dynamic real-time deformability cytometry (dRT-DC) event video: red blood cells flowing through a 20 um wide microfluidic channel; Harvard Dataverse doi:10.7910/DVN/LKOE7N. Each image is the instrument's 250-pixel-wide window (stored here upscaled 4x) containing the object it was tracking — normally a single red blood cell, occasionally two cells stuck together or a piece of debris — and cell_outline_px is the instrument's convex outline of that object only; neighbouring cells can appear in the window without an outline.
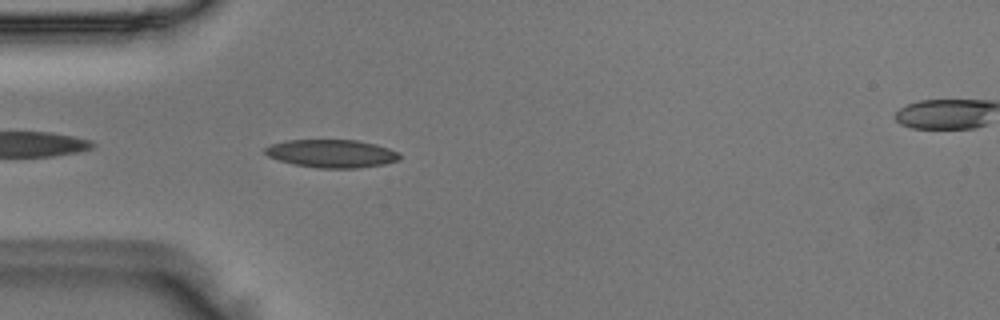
{"species": "Egyptian fruit bat (a non-hibernating species)", "species_latin": "Rousettus aegyptiacus", "temperature_condition": "room temperature", "stored_images_in_passage": 24, "camera_frame_rate_fps": 3000, "um_per_image_px": 0.085, "animal": {"sex": "male"}, "frame": {"image": 1, "passage_image": 2, "time_ms": 0.333, "image_size_px": [1000, 320], "cell_outline_px": [[400, 160], [384, 164], [356, 168], [320, 168], [296, 164], [280, 160], [268, 156], [264, 152], [264, 148], [272, 144], [288, 140], [356, 140], [376, 144], [400, 152]], "centroid_in_image_um": [28.23, 13.05], "position_along_channel_um": 56.8, "area_um2": 21.85}}
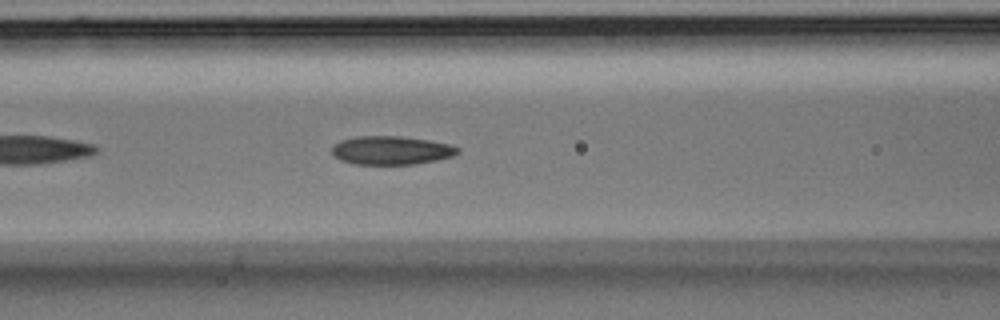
{"frame": {"image": 2, "passage_image": 8, "time_ms": 2.333, "image_size_px": [1000, 320], "cell_outline_px": [[460, 152], [452, 156], [436, 160], [416, 164], [352, 164], [340, 160], [332, 156], [332, 148], [340, 140], [356, 136], [400, 136], [428, 140], [448, 144], [460, 148]], "centroid_in_image_um": [33.23, 12.78], "position_along_channel_um": 133.4, "area_um2": 20.98}}
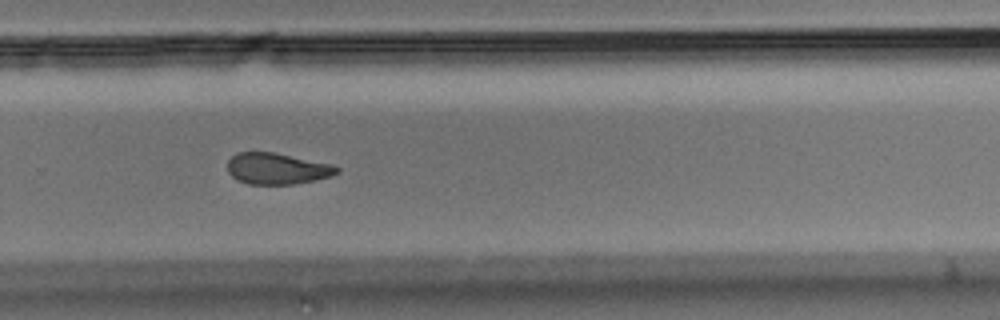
{"frame": {"image": 3, "passage_image": 21, "time_ms": 6.667, "image_size_px": [1000, 320], "cell_outline_px": [[340, 172], [332, 176], [292, 184], [248, 184], [232, 176], [228, 172], [228, 160], [236, 152], [272, 152], [332, 164], [340, 168]], "centroid_in_image_um": [23.56, 14.33], "position_along_channel_um": 306.2, "area_um2": 19.77}}